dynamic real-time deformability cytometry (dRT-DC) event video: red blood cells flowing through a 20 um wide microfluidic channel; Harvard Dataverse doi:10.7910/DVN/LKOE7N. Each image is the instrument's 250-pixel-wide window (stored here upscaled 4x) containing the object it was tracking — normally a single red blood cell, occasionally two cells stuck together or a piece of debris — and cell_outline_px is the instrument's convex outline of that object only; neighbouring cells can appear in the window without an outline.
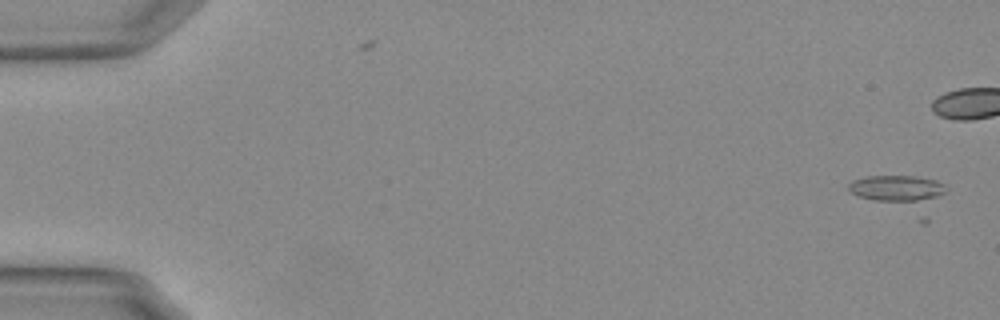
{"species": "Egyptian fruit bat (a non-hibernating species)", "species_latin": "Rousettus aegyptiacus", "temperature_condition": "warm", "stored_images_in_passage": 5, "camera_frame_rate_fps": 3000, "um_per_image_px": 0.085, "animal": {"sex": "female"}, "frame": {"image": 1, "passage_image": 2, "time_ms": 0.333, "image_size_px": [1000, 320], "cell_outline_px": [[948, 188], [944, 192], [936, 196], [924, 200], [872, 200], [856, 196], [848, 188], [848, 184], [852, 180], [868, 176], [916, 176], [936, 180], [944, 184]], "centroid_in_image_um": [76.19, 15.98], "position_along_channel_um": 8.8, "area_um2": 14.51}}